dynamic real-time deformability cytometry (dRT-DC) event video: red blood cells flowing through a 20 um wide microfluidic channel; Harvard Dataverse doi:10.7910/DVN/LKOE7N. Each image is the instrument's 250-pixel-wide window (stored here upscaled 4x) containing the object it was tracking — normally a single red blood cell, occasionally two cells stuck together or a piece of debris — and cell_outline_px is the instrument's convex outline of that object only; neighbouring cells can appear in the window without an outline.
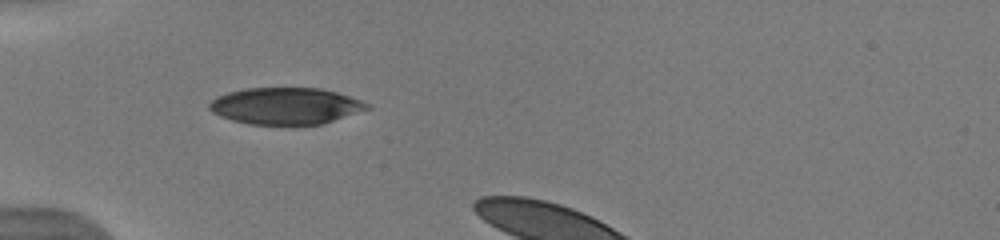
{"species": "human", "species_latin": "Homo sapiens", "temperature_condition": "warm", "stored_images_in_passage": 3, "camera_frame_rate_fps": 3000, "um_per_image_px": 0.085, "donor": {"sex": "male"}, "frame": {"image": 1, "passage_image": 1, "time_ms": 0.0, "image_size_px": [1000, 240], "cell_outline_px": [[372, 108], [324, 124], [248, 124], [232, 120], [220, 116], [212, 112], [208, 108], [208, 104], [216, 96], [228, 92], [244, 88], [320, 88], [336, 92], [372, 104]], "centroid_in_image_um": [24.29, 9.0], "position_along_channel_um": 60.7, "area_um2": 33.87}}